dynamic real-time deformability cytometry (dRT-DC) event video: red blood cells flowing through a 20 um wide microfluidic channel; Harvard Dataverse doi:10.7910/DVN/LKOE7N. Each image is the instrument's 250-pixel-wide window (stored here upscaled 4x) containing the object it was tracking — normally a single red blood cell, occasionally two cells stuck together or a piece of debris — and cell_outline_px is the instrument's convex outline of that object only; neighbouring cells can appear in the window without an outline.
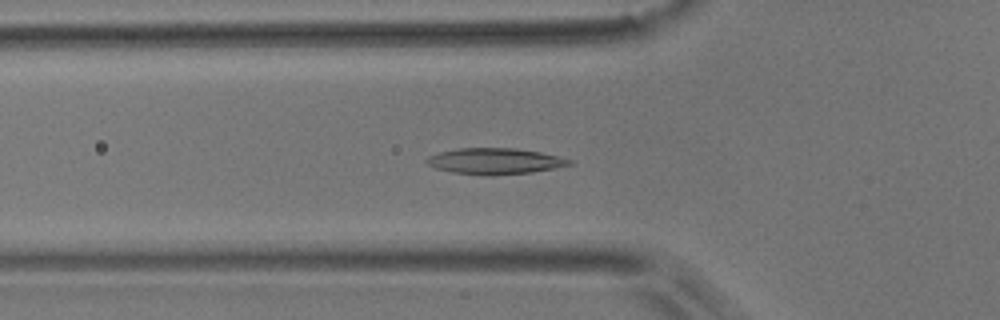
{"species": "common noctule bat (a hibernating species)", "species_latin": "Nyctalus noctula", "temperature_condition": "room temperature", "stored_images_in_passage": 53, "camera_frame_rate_fps": 3000, "um_per_image_px": 0.085, "animal": {"sex": "male", "body_mass_g": 17.9}, "frame": {"image": 1, "passage_image": 17, "time_ms": 5.333, "image_size_px": [1000, 320], "cell_outline_px": [[572, 164], [532, 172], [488, 176], [452, 172], [436, 168], [428, 164], [424, 160], [428, 156], [440, 152], [456, 148], [516, 148], [540, 152], [572, 160]], "centroid_in_image_um": [42.02, 13.69], "position_along_channel_um": 83.8, "area_um2": 21.56}}
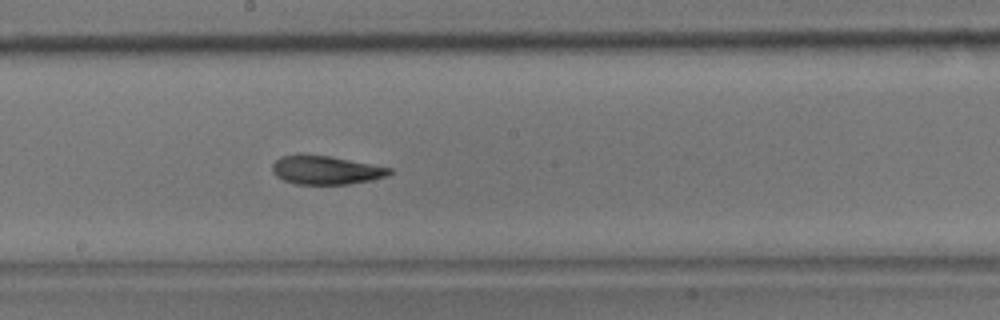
{"frame": {"image": 2, "passage_image": 28, "time_ms": 9.0, "image_size_px": [1000, 320], "cell_outline_px": [[392, 172], [388, 176], [372, 180], [348, 184], [296, 184], [284, 180], [276, 176], [272, 172], [272, 164], [280, 156], [328, 156], [392, 168]], "centroid_in_image_um": [27.72, 14.48], "position_along_channel_um": 220.5, "area_um2": 19.13}}
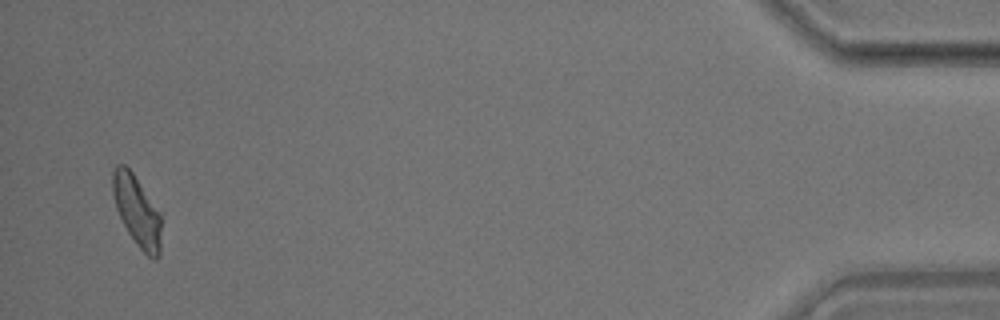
{"frame": {"image": 3, "passage_image": 51, "time_ms": 16.667, "image_size_px": [1000, 320], "cell_outline_px": [[160, 256], [156, 260], [152, 260], [140, 248], [128, 232], [116, 208], [112, 192], [112, 172], [116, 164], [124, 164], [132, 172], [160, 212]], "centroid_in_image_um": [11.63, 17.93], "position_along_channel_um": 423.6, "area_um2": 19.77}, "authors_computed_cell_mechanics": {"area_um2": 20.3456, "velocity_mm_per_s": 3.7175, "shape_relaxation_time_tau1_ms": 8.4612, "shape_relaxation_time_tau2_ms": 2.9069, "deformation_change_tau1": 0.1868, "deformation_change_tau2": 0.1037}}